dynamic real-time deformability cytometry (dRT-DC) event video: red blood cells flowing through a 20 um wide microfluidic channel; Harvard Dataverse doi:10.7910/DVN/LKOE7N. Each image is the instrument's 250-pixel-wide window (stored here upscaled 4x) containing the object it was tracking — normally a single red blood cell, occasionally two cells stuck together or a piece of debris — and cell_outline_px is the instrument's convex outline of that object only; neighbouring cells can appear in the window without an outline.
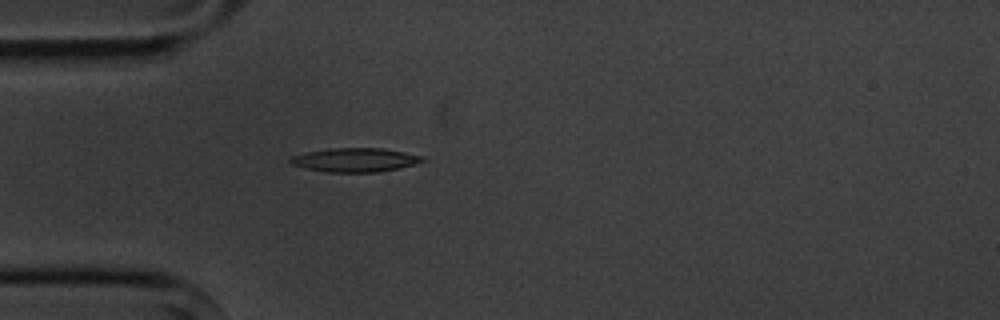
{"species": "common noctule bat (a hibernating species)", "species_latin": "Nyctalus noctula", "temperature_condition": "cold", "stored_images_in_passage": 5, "camera_frame_rate_fps": 3000, "um_per_image_px": 0.085, "animal": {"sex": "male", "body_mass_g": 20.1, "forearm_length_mm": 53.5}, "frame": {"image": 1, "passage_image": 5, "time_ms": 4.667, "image_size_px": [1000, 320], "cell_outline_px": [[428, 160], [416, 164], [400, 168], [380, 172], [328, 172], [308, 168], [292, 164], [288, 160], [292, 156], [308, 152], [332, 148], [384, 148], [424, 156]], "centroid_in_image_um": [30.27, 13.59], "position_along_channel_um": 54.7, "area_um2": 18.38}}